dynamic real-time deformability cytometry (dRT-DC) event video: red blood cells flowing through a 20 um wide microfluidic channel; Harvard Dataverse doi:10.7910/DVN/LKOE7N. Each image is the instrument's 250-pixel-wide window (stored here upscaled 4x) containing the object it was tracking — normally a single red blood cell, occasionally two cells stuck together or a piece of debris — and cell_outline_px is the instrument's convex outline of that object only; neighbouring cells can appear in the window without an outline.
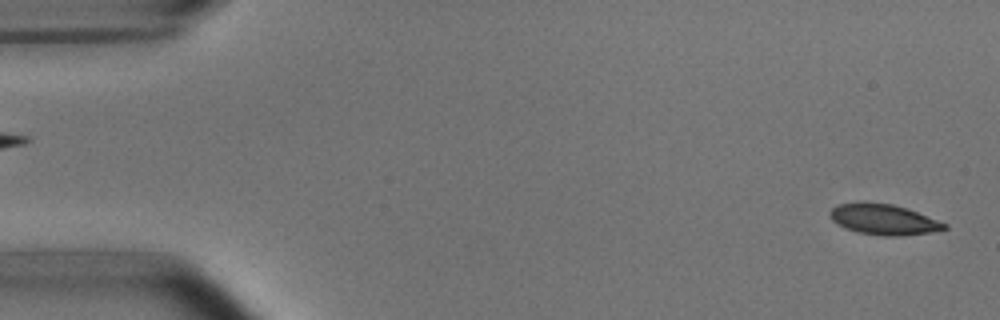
{"species": "common noctule bat (a hibernating species)", "species_latin": "Nyctalus noctula", "temperature_condition": "room temperature", "stored_images_in_passage": 6, "segment_of_instrument_passage": [2, 2], "camera_frame_rate_fps": 3000, "um_per_image_px": 0.085, "animal": {"sex": "male", "body_mass_g": 15.6}, "frame": {"image": 1, "passage_image": 6, "time_ms": 6.667, "image_size_px": [1000, 320], "cell_outline_px": [[948, 228], [928, 232], [900, 236], [880, 236], [856, 232], [844, 228], [836, 224], [832, 220], [828, 212], [836, 204], [864, 200], [892, 204], [916, 212], [948, 224]], "centroid_in_image_um": [75.01, 18.63], "position_along_channel_um": 10.0, "area_um2": 20.69}}